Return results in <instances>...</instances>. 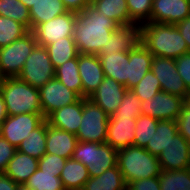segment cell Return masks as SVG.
<instances>
[{"label": "cell", "mask_w": 190, "mask_h": 190, "mask_svg": "<svg viewBox=\"0 0 190 190\" xmlns=\"http://www.w3.org/2000/svg\"><path fill=\"white\" fill-rule=\"evenodd\" d=\"M75 18L72 38L82 54L98 55L119 26L112 19L100 15L93 5H87L83 11L75 13Z\"/></svg>", "instance_id": "obj_1"}, {"label": "cell", "mask_w": 190, "mask_h": 190, "mask_svg": "<svg viewBox=\"0 0 190 190\" xmlns=\"http://www.w3.org/2000/svg\"><path fill=\"white\" fill-rule=\"evenodd\" d=\"M141 43L153 56L176 59L190 52L175 25L146 22L141 25Z\"/></svg>", "instance_id": "obj_2"}, {"label": "cell", "mask_w": 190, "mask_h": 190, "mask_svg": "<svg viewBox=\"0 0 190 190\" xmlns=\"http://www.w3.org/2000/svg\"><path fill=\"white\" fill-rule=\"evenodd\" d=\"M0 93L3 96L8 116L23 113L43 114L39 89L18 77H5L0 84Z\"/></svg>", "instance_id": "obj_3"}, {"label": "cell", "mask_w": 190, "mask_h": 190, "mask_svg": "<svg viewBox=\"0 0 190 190\" xmlns=\"http://www.w3.org/2000/svg\"><path fill=\"white\" fill-rule=\"evenodd\" d=\"M117 165L127 185L132 181L159 177L162 171L158 157L134 145L118 150Z\"/></svg>", "instance_id": "obj_4"}, {"label": "cell", "mask_w": 190, "mask_h": 190, "mask_svg": "<svg viewBox=\"0 0 190 190\" xmlns=\"http://www.w3.org/2000/svg\"><path fill=\"white\" fill-rule=\"evenodd\" d=\"M118 151L107 143L78 141L72 159L83 163L90 177H97L117 166Z\"/></svg>", "instance_id": "obj_5"}, {"label": "cell", "mask_w": 190, "mask_h": 190, "mask_svg": "<svg viewBox=\"0 0 190 190\" xmlns=\"http://www.w3.org/2000/svg\"><path fill=\"white\" fill-rule=\"evenodd\" d=\"M109 115L89 98H83L81 124L76 134L78 141L106 143Z\"/></svg>", "instance_id": "obj_6"}, {"label": "cell", "mask_w": 190, "mask_h": 190, "mask_svg": "<svg viewBox=\"0 0 190 190\" xmlns=\"http://www.w3.org/2000/svg\"><path fill=\"white\" fill-rule=\"evenodd\" d=\"M36 45L34 33L29 31L8 46L0 48V69L4 77H18Z\"/></svg>", "instance_id": "obj_7"}, {"label": "cell", "mask_w": 190, "mask_h": 190, "mask_svg": "<svg viewBox=\"0 0 190 190\" xmlns=\"http://www.w3.org/2000/svg\"><path fill=\"white\" fill-rule=\"evenodd\" d=\"M18 78L37 89L55 78V68L45 46L36 45L34 47Z\"/></svg>", "instance_id": "obj_8"}, {"label": "cell", "mask_w": 190, "mask_h": 190, "mask_svg": "<svg viewBox=\"0 0 190 190\" xmlns=\"http://www.w3.org/2000/svg\"><path fill=\"white\" fill-rule=\"evenodd\" d=\"M150 70L158 78L162 91L187 99L190 91L178 74L173 58L153 56Z\"/></svg>", "instance_id": "obj_9"}, {"label": "cell", "mask_w": 190, "mask_h": 190, "mask_svg": "<svg viewBox=\"0 0 190 190\" xmlns=\"http://www.w3.org/2000/svg\"><path fill=\"white\" fill-rule=\"evenodd\" d=\"M184 103V98L160 91L154 97L141 102V115H147L159 121H176Z\"/></svg>", "instance_id": "obj_10"}, {"label": "cell", "mask_w": 190, "mask_h": 190, "mask_svg": "<svg viewBox=\"0 0 190 190\" xmlns=\"http://www.w3.org/2000/svg\"><path fill=\"white\" fill-rule=\"evenodd\" d=\"M40 103L44 118L63 106L77 102L81 97L73 90L68 89L57 78L48 81L39 89Z\"/></svg>", "instance_id": "obj_11"}, {"label": "cell", "mask_w": 190, "mask_h": 190, "mask_svg": "<svg viewBox=\"0 0 190 190\" xmlns=\"http://www.w3.org/2000/svg\"><path fill=\"white\" fill-rule=\"evenodd\" d=\"M44 120L43 114L23 113L7 116L2 122L1 137L17 149L20 143L29 136L28 134Z\"/></svg>", "instance_id": "obj_12"}, {"label": "cell", "mask_w": 190, "mask_h": 190, "mask_svg": "<svg viewBox=\"0 0 190 190\" xmlns=\"http://www.w3.org/2000/svg\"><path fill=\"white\" fill-rule=\"evenodd\" d=\"M75 21V12L68 11L50 21L39 24L32 31L37 45L46 47L61 40V38L72 37Z\"/></svg>", "instance_id": "obj_13"}, {"label": "cell", "mask_w": 190, "mask_h": 190, "mask_svg": "<svg viewBox=\"0 0 190 190\" xmlns=\"http://www.w3.org/2000/svg\"><path fill=\"white\" fill-rule=\"evenodd\" d=\"M161 170H184L190 168V143L177 133L158 157Z\"/></svg>", "instance_id": "obj_14"}, {"label": "cell", "mask_w": 190, "mask_h": 190, "mask_svg": "<svg viewBox=\"0 0 190 190\" xmlns=\"http://www.w3.org/2000/svg\"><path fill=\"white\" fill-rule=\"evenodd\" d=\"M190 15V0H153L148 22L176 25Z\"/></svg>", "instance_id": "obj_15"}, {"label": "cell", "mask_w": 190, "mask_h": 190, "mask_svg": "<svg viewBox=\"0 0 190 190\" xmlns=\"http://www.w3.org/2000/svg\"><path fill=\"white\" fill-rule=\"evenodd\" d=\"M78 69L82 81V98H88L105 77L98 55L79 53Z\"/></svg>", "instance_id": "obj_16"}, {"label": "cell", "mask_w": 190, "mask_h": 190, "mask_svg": "<svg viewBox=\"0 0 190 190\" xmlns=\"http://www.w3.org/2000/svg\"><path fill=\"white\" fill-rule=\"evenodd\" d=\"M127 88L105 76L99 87L88 98L101 107L109 116L117 110Z\"/></svg>", "instance_id": "obj_17"}, {"label": "cell", "mask_w": 190, "mask_h": 190, "mask_svg": "<svg viewBox=\"0 0 190 190\" xmlns=\"http://www.w3.org/2000/svg\"><path fill=\"white\" fill-rule=\"evenodd\" d=\"M136 118L109 117L106 143L117 151L134 145Z\"/></svg>", "instance_id": "obj_18"}, {"label": "cell", "mask_w": 190, "mask_h": 190, "mask_svg": "<svg viewBox=\"0 0 190 190\" xmlns=\"http://www.w3.org/2000/svg\"><path fill=\"white\" fill-rule=\"evenodd\" d=\"M141 43V25H119L111 34L108 43L100 52H128L134 50Z\"/></svg>", "instance_id": "obj_19"}, {"label": "cell", "mask_w": 190, "mask_h": 190, "mask_svg": "<svg viewBox=\"0 0 190 190\" xmlns=\"http://www.w3.org/2000/svg\"><path fill=\"white\" fill-rule=\"evenodd\" d=\"M77 144L75 134L55 128L46 120V153L71 159Z\"/></svg>", "instance_id": "obj_20"}, {"label": "cell", "mask_w": 190, "mask_h": 190, "mask_svg": "<svg viewBox=\"0 0 190 190\" xmlns=\"http://www.w3.org/2000/svg\"><path fill=\"white\" fill-rule=\"evenodd\" d=\"M104 76L110 77L129 90V51L98 54Z\"/></svg>", "instance_id": "obj_21"}, {"label": "cell", "mask_w": 190, "mask_h": 190, "mask_svg": "<svg viewBox=\"0 0 190 190\" xmlns=\"http://www.w3.org/2000/svg\"><path fill=\"white\" fill-rule=\"evenodd\" d=\"M82 112L83 98H80L74 104L55 110L46 120L49 125L76 135L81 124Z\"/></svg>", "instance_id": "obj_22"}, {"label": "cell", "mask_w": 190, "mask_h": 190, "mask_svg": "<svg viewBox=\"0 0 190 190\" xmlns=\"http://www.w3.org/2000/svg\"><path fill=\"white\" fill-rule=\"evenodd\" d=\"M39 160L20 151L11 158L4 174L8 175L18 185H23L38 169Z\"/></svg>", "instance_id": "obj_23"}, {"label": "cell", "mask_w": 190, "mask_h": 190, "mask_svg": "<svg viewBox=\"0 0 190 190\" xmlns=\"http://www.w3.org/2000/svg\"><path fill=\"white\" fill-rule=\"evenodd\" d=\"M152 59L153 54L142 43L129 51V90L150 71Z\"/></svg>", "instance_id": "obj_24"}, {"label": "cell", "mask_w": 190, "mask_h": 190, "mask_svg": "<svg viewBox=\"0 0 190 190\" xmlns=\"http://www.w3.org/2000/svg\"><path fill=\"white\" fill-rule=\"evenodd\" d=\"M29 12L30 31H33L39 24L63 15L68 10L65 8L62 0H36L30 7Z\"/></svg>", "instance_id": "obj_25"}, {"label": "cell", "mask_w": 190, "mask_h": 190, "mask_svg": "<svg viewBox=\"0 0 190 190\" xmlns=\"http://www.w3.org/2000/svg\"><path fill=\"white\" fill-rule=\"evenodd\" d=\"M90 178L87 167L76 160L67 159L60 174L65 190H82L86 181Z\"/></svg>", "instance_id": "obj_26"}, {"label": "cell", "mask_w": 190, "mask_h": 190, "mask_svg": "<svg viewBox=\"0 0 190 190\" xmlns=\"http://www.w3.org/2000/svg\"><path fill=\"white\" fill-rule=\"evenodd\" d=\"M82 190H127V184L117 165L97 177H90Z\"/></svg>", "instance_id": "obj_27"}, {"label": "cell", "mask_w": 190, "mask_h": 190, "mask_svg": "<svg viewBox=\"0 0 190 190\" xmlns=\"http://www.w3.org/2000/svg\"><path fill=\"white\" fill-rule=\"evenodd\" d=\"M178 133V126L175 120L158 121L156 132L148 141L145 149L152 155L159 157L163 149L171 142L172 138Z\"/></svg>", "instance_id": "obj_28"}, {"label": "cell", "mask_w": 190, "mask_h": 190, "mask_svg": "<svg viewBox=\"0 0 190 190\" xmlns=\"http://www.w3.org/2000/svg\"><path fill=\"white\" fill-rule=\"evenodd\" d=\"M28 135L29 136L20 143L17 151L39 160L46 154V119Z\"/></svg>", "instance_id": "obj_29"}, {"label": "cell", "mask_w": 190, "mask_h": 190, "mask_svg": "<svg viewBox=\"0 0 190 190\" xmlns=\"http://www.w3.org/2000/svg\"><path fill=\"white\" fill-rule=\"evenodd\" d=\"M46 49L55 69L79 55L77 46L72 37L61 38V40L47 45Z\"/></svg>", "instance_id": "obj_30"}, {"label": "cell", "mask_w": 190, "mask_h": 190, "mask_svg": "<svg viewBox=\"0 0 190 190\" xmlns=\"http://www.w3.org/2000/svg\"><path fill=\"white\" fill-rule=\"evenodd\" d=\"M100 15L112 19L118 25L130 24V15L126 0H99L93 4Z\"/></svg>", "instance_id": "obj_31"}, {"label": "cell", "mask_w": 190, "mask_h": 190, "mask_svg": "<svg viewBox=\"0 0 190 190\" xmlns=\"http://www.w3.org/2000/svg\"><path fill=\"white\" fill-rule=\"evenodd\" d=\"M55 78L82 98V81L78 69V56L55 69Z\"/></svg>", "instance_id": "obj_32"}, {"label": "cell", "mask_w": 190, "mask_h": 190, "mask_svg": "<svg viewBox=\"0 0 190 190\" xmlns=\"http://www.w3.org/2000/svg\"><path fill=\"white\" fill-rule=\"evenodd\" d=\"M158 178L161 190H190V168L162 170Z\"/></svg>", "instance_id": "obj_33"}, {"label": "cell", "mask_w": 190, "mask_h": 190, "mask_svg": "<svg viewBox=\"0 0 190 190\" xmlns=\"http://www.w3.org/2000/svg\"><path fill=\"white\" fill-rule=\"evenodd\" d=\"M25 185L33 190H65L58 173H44L37 169Z\"/></svg>", "instance_id": "obj_34"}, {"label": "cell", "mask_w": 190, "mask_h": 190, "mask_svg": "<svg viewBox=\"0 0 190 190\" xmlns=\"http://www.w3.org/2000/svg\"><path fill=\"white\" fill-rule=\"evenodd\" d=\"M0 15L23 24L30 31V12L20 0H0Z\"/></svg>", "instance_id": "obj_35"}, {"label": "cell", "mask_w": 190, "mask_h": 190, "mask_svg": "<svg viewBox=\"0 0 190 190\" xmlns=\"http://www.w3.org/2000/svg\"><path fill=\"white\" fill-rule=\"evenodd\" d=\"M28 32L23 24L0 15V48L8 46Z\"/></svg>", "instance_id": "obj_36"}, {"label": "cell", "mask_w": 190, "mask_h": 190, "mask_svg": "<svg viewBox=\"0 0 190 190\" xmlns=\"http://www.w3.org/2000/svg\"><path fill=\"white\" fill-rule=\"evenodd\" d=\"M158 121L147 115H140L136 118L134 146L146 147L148 141L156 132Z\"/></svg>", "instance_id": "obj_37"}, {"label": "cell", "mask_w": 190, "mask_h": 190, "mask_svg": "<svg viewBox=\"0 0 190 190\" xmlns=\"http://www.w3.org/2000/svg\"><path fill=\"white\" fill-rule=\"evenodd\" d=\"M131 90L141 102L154 97L158 92L162 91L158 78L151 70Z\"/></svg>", "instance_id": "obj_38"}, {"label": "cell", "mask_w": 190, "mask_h": 190, "mask_svg": "<svg viewBox=\"0 0 190 190\" xmlns=\"http://www.w3.org/2000/svg\"><path fill=\"white\" fill-rule=\"evenodd\" d=\"M130 24H144L150 20L153 0H126Z\"/></svg>", "instance_id": "obj_39"}, {"label": "cell", "mask_w": 190, "mask_h": 190, "mask_svg": "<svg viewBox=\"0 0 190 190\" xmlns=\"http://www.w3.org/2000/svg\"><path fill=\"white\" fill-rule=\"evenodd\" d=\"M141 101L132 92V90H127L122 98L115 113L110 117H130L137 118L141 115Z\"/></svg>", "instance_id": "obj_40"}, {"label": "cell", "mask_w": 190, "mask_h": 190, "mask_svg": "<svg viewBox=\"0 0 190 190\" xmlns=\"http://www.w3.org/2000/svg\"><path fill=\"white\" fill-rule=\"evenodd\" d=\"M66 160L63 157L46 153L39 159L38 169L44 173H58L60 175Z\"/></svg>", "instance_id": "obj_41"}, {"label": "cell", "mask_w": 190, "mask_h": 190, "mask_svg": "<svg viewBox=\"0 0 190 190\" xmlns=\"http://www.w3.org/2000/svg\"><path fill=\"white\" fill-rule=\"evenodd\" d=\"M176 122L178 133L190 143V105L186 102L183 104Z\"/></svg>", "instance_id": "obj_42"}, {"label": "cell", "mask_w": 190, "mask_h": 190, "mask_svg": "<svg viewBox=\"0 0 190 190\" xmlns=\"http://www.w3.org/2000/svg\"><path fill=\"white\" fill-rule=\"evenodd\" d=\"M174 60L178 69V74L190 91V52L185 53Z\"/></svg>", "instance_id": "obj_43"}, {"label": "cell", "mask_w": 190, "mask_h": 190, "mask_svg": "<svg viewBox=\"0 0 190 190\" xmlns=\"http://www.w3.org/2000/svg\"><path fill=\"white\" fill-rule=\"evenodd\" d=\"M17 149L6 139L0 137V173H4L7 164L14 156Z\"/></svg>", "instance_id": "obj_44"}, {"label": "cell", "mask_w": 190, "mask_h": 190, "mask_svg": "<svg viewBox=\"0 0 190 190\" xmlns=\"http://www.w3.org/2000/svg\"><path fill=\"white\" fill-rule=\"evenodd\" d=\"M127 190H161L159 178L150 177L132 181L127 185Z\"/></svg>", "instance_id": "obj_45"}, {"label": "cell", "mask_w": 190, "mask_h": 190, "mask_svg": "<svg viewBox=\"0 0 190 190\" xmlns=\"http://www.w3.org/2000/svg\"><path fill=\"white\" fill-rule=\"evenodd\" d=\"M181 33L184 40L187 42L188 49L190 51V15L184 20L175 25Z\"/></svg>", "instance_id": "obj_46"}, {"label": "cell", "mask_w": 190, "mask_h": 190, "mask_svg": "<svg viewBox=\"0 0 190 190\" xmlns=\"http://www.w3.org/2000/svg\"><path fill=\"white\" fill-rule=\"evenodd\" d=\"M65 8L71 12H81L87 6L85 0H62Z\"/></svg>", "instance_id": "obj_47"}, {"label": "cell", "mask_w": 190, "mask_h": 190, "mask_svg": "<svg viewBox=\"0 0 190 190\" xmlns=\"http://www.w3.org/2000/svg\"><path fill=\"white\" fill-rule=\"evenodd\" d=\"M18 184L14 182L8 175L0 173V190H16Z\"/></svg>", "instance_id": "obj_48"}, {"label": "cell", "mask_w": 190, "mask_h": 190, "mask_svg": "<svg viewBox=\"0 0 190 190\" xmlns=\"http://www.w3.org/2000/svg\"><path fill=\"white\" fill-rule=\"evenodd\" d=\"M7 116L6 105L3 96L0 93V122H3Z\"/></svg>", "instance_id": "obj_49"}, {"label": "cell", "mask_w": 190, "mask_h": 190, "mask_svg": "<svg viewBox=\"0 0 190 190\" xmlns=\"http://www.w3.org/2000/svg\"><path fill=\"white\" fill-rule=\"evenodd\" d=\"M28 9L34 4L36 0H20Z\"/></svg>", "instance_id": "obj_50"}, {"label": "cell", "mask_w": 190, "mask_h": 190, "mask_svg": "<svg viewBox=\"0 0 190 190\" xmlns=\"http://www.w3.org/2000/svg\"><path fill=\"white\" fill-rule=\"evenodd\" d=\"M16 190H33V189L28 188L25 184H23V185H18Z\"/></svg>", "instance_id": "obj_51"}, {"label": "cell", "mask_w": 190, "mask_h": 190, "mask_svg": "<svg viewBox=\"0 0 190 190\" xmlns=\"http://www.w3.org/2000/svg\"><path fill=\"white\" fill-rule=\"evenodd\" d=\"M99 0H85L87 5H93L94 3H96Z\"/></svg>", "instance_id": "obj_52"}, {"label": "cell", "mask_w": 190, "mask_h": 190, "mask_svg": "<svg viewBox=\"0 0 190 190\" xmlns=\"http://www.w3.org/2000/svg\"><path fill=\"white\" fill-rule=\"evenodd\" d=\"M4 79H5V77L2 74L1 69H0V84L3 82Z\"/></svg>", "instance_id": "obj_53"}, {"label": "cell", "mask_w": 190, "mask_h": 190, "mask_svg": "<svg viewBox=\"0 0 190 190\" xmlns=\"http://www.w3.org/2000/svg\"><path fill=\"white\" fill-rule=\"evenodd\" d=\"M185 102L190 105V94L187 96V99L185 100Z\"/></svg>", "instance_id": "obj_54"}, {"label": "cell", "mask_w": 190, "mask_h": 190, "mask_svg": "<svg viewBox=\"0 0 190 190\" xmlns=\"http://www.w3.org/2000/svg\"><path fill=\"white\" fill-rule=\"evenodd\" d=\"M2 122H0V137H1Z\"/></svg>", "instance_id": "obj_55"}]
</instances>
